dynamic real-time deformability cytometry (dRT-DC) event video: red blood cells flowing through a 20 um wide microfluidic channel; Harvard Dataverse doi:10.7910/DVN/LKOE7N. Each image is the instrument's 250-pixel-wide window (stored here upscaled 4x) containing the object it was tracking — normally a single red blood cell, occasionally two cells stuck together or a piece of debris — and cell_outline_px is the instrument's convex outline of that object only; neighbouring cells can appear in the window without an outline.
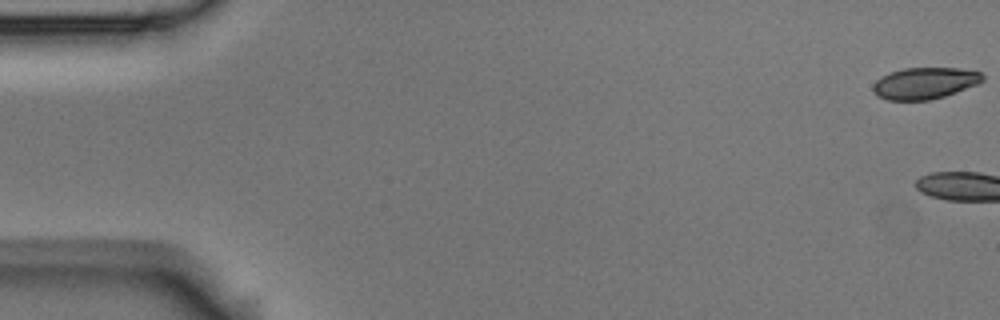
{"species": "Egyptian fruit bat (a non-hibernating species)", "species_latin": "Rousettus aegyptiacus", "temperature_condition": "room temperature", "stored_images_in_passage": 3, "camera_frame_rate_fps": 3000, "um_per_image_px": 0.085, "animal": {"sex": "male"}, "frame": {"image": 1, "passage_image": 1, "time_ms": 0.0, "image_size_px": [1000, 320], "cell_outline_px": [[984, 80], [980, 84], [944, 96], [928, 100], [888, 100], [876, 96], [872, 92], [872, 84], [880, 76], [888, 72], [904, 68], [960, 68], [980, 72], [984, 76]], "centroid_in_image_um": [78.58, 7.07], "position_along_channel_um": 6.4, "area_um2": 20.46}}